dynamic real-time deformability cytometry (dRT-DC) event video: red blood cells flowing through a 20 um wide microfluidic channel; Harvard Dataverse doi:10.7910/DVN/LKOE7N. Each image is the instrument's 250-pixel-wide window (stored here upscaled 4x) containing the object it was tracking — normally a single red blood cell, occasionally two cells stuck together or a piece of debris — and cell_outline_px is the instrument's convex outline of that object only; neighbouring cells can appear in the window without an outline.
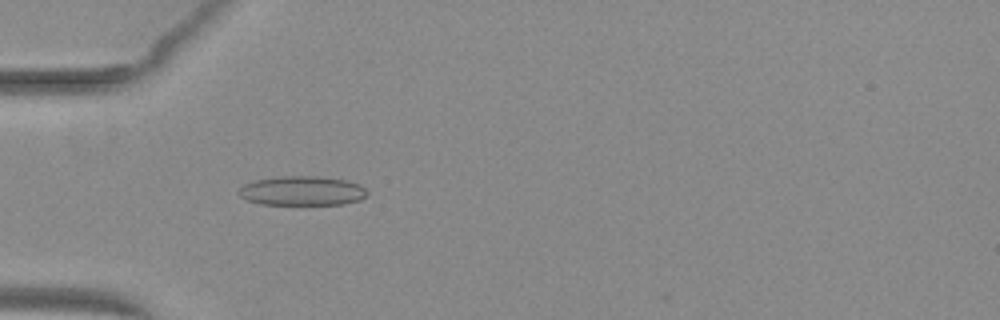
{"species": "common noctule bat (a hibernating species)", "species_latin": "Nyctalus noctula", "temperature_condition": "warm", "stored_images_in_passage": 40, "camera_frame_rate_fps": 3000, "um_per_image_px": 0.085, "animal": {"sex": "female", "body_mass_g": 29.2, "forearm_length_mm": 56.3}, "frame": {"image": 1, "passage_image": 6, "time_ms": 1.667, "image_size_px": [1000, 320], "cell_outline_px": [[368, 192], [360, 200], [344, 204], [260, 204], [248, 200], [240, 196], [236, 192], [244, 184], [256, 180], [284, 176], [316, 176], [344, 180], [360, 184]], "centroid_in_image_um": [25.67, 16.22], "position_along_channel_um": 59.3, "area_um2": 21.79}}
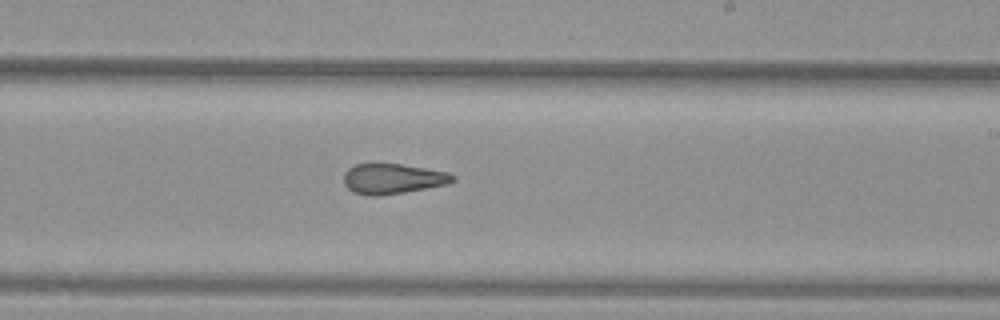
{"frame": {"image": 2, "passage_image": 21, "time_ms": 6.667, "image_size_px": [1000, 320], "cell_outline_px": [[456, 180], [448, 184], [404, 192], [380, 196], [368, 196], [356, 192], [348, 188], [344, 184], [344, 172], [348, 168], [356, 164], [376, 160], [448, 172], [456, 176]], "centroid_in_image_um": [33.35, 15.15], "position_along_channel_um": 255.6, "area_um2": 19.77}}
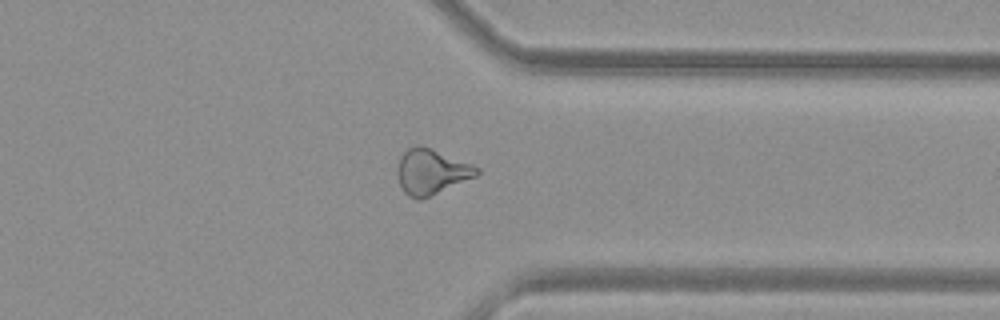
{"frame": {"image": 3, "passage_image": 30, "time_ms": 9.667, "image_size_px": [1000, 320], "cell_outline_px": [[480, 172], [476, 176], [420, 200], [416, 200], [408, 196], [404, 192], [400, 184], [396, 172], [400, 156], [408, 148], [416, 144], [420, 144], [432, 148], [472, 164], [480, 168]], "centroid_in_image_um": [36.64, 14.58], "position_along_channel_um": 374.8, "area_um2": 21.04}}